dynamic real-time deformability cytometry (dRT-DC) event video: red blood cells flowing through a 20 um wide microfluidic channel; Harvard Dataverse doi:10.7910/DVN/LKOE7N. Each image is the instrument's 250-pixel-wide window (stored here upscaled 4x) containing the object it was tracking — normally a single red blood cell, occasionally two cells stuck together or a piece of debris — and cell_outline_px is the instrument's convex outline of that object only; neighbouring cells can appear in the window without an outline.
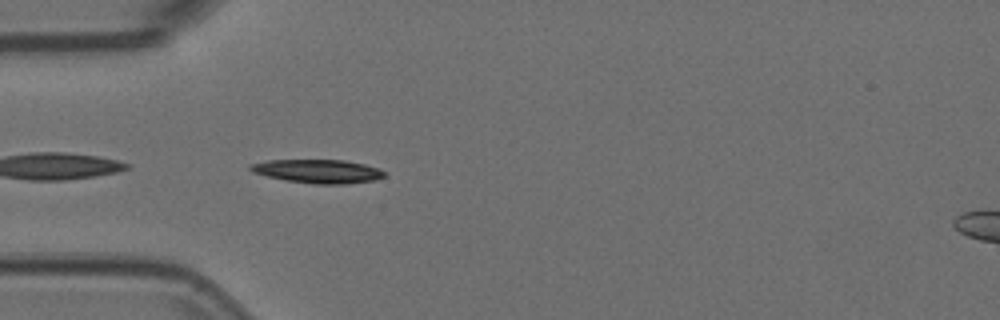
{"species": "Egyptian fruit bat (a non-hibernating species)", "species_latin": "Rousettus aegyptiacus", "temperature_condition": "room temperature", "stored_images_in_passage": 40, "camera_frame_rate_fps": 3000, "um_per_image_px": 0.085, "animal": {"sex": "female"}, "frame": {"image": 1, "passage_image": 2, "time_ms": 0.333, "image_size_px": [1000, 320], "cell_outline_px": [[384, 176], [372, 180], [348, 184], [312, 184], [288, 180], [268, 176], [252, 172], [248, 168], [248, 164], [268, 160], [344, 160], [364, 164], [376, 168], [384, 172]], "centroid_in_image_um": [26.97, 14.55], "position_along_channel_um": 58.0, "area_um2": 18.26}}
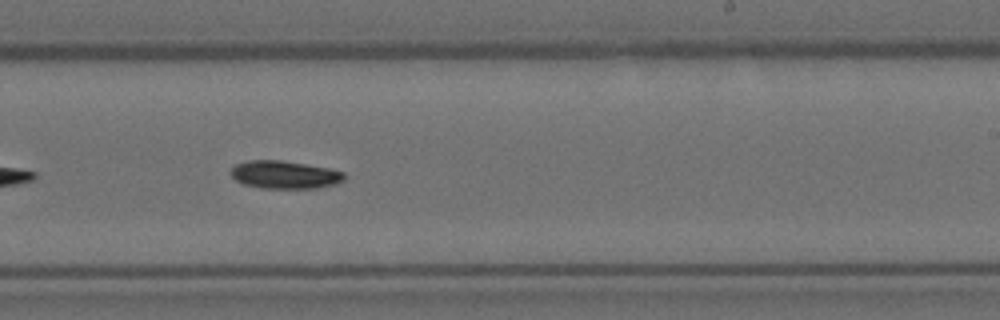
{"frame": {"image": 2, "passage_image": 19, "time_ms": 6.0, "image_size_px": [1000, 320], "cell_outline_px": [[344, 180], [336, 184], [316, 188], [260, 188], [244, 184], [236, 180], [232, 176], [232, 168], [236, 164], [248, 160], [280, 160], [328, 168], [344, 172]], "centroid_in_image_um": [24.2, 14.85], "position_along_channel_um": 264.8, "area_um2": 18.26}}
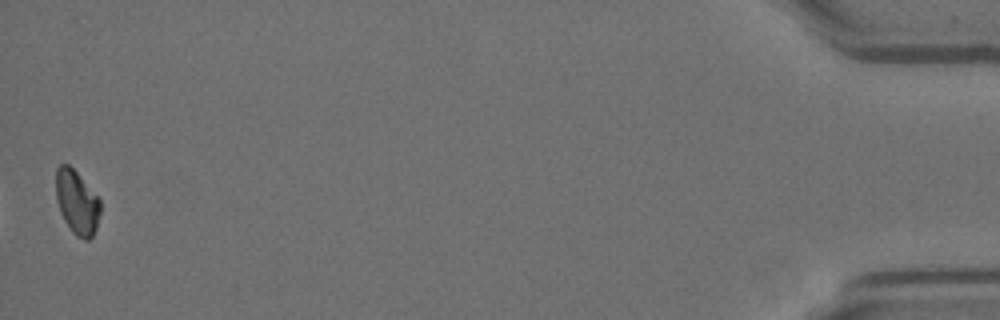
{"frame": {"image": 3, "passage_image": 40, "time_ms": 13.0, "image_size_px": [1000, 320], "cell_outline_px": [[100, 212], [96, 228], [92, 236], [88, 240], [84, 240], [76, 236], [72, 232], [64, 220], [60, 212], [56, 200], [56, 168], [60, 164], [68, 164], [76, 172], [100, 200]], "centroid_in_image_um": [6.52, 17.21], "position_along_channel_um": 428.7, "area_um2": 16.42}, "authors_computed_cell_mechanics": {"area_um2": 17.9469, "velocity_mm_per_s": 3.7005, "shape_relaxation_time_tau1_ms": 3.2539, "shape_relaxation_time_tau2_ms": null, "deformation_change_tau1": 0.0971, "deformation_change_tau2": null}}